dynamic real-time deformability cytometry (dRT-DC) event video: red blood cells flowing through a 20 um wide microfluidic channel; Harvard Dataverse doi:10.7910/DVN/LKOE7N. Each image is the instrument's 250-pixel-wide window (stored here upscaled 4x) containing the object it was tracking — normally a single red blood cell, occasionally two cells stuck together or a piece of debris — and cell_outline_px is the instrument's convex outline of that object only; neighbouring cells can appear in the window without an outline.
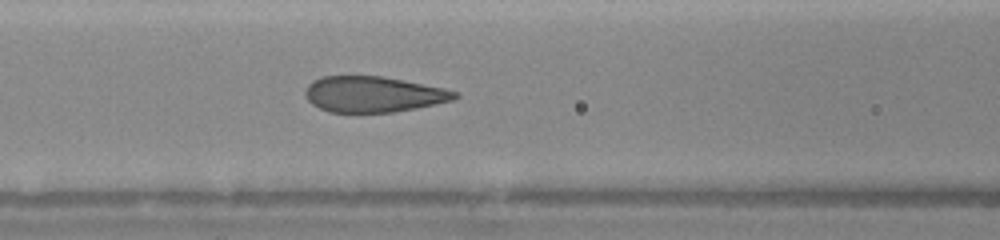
{"species": "human", "species_latin": "Homo sapiens", "temperature_condition": "warm", "stored_images_in_passage": 11, "camera_frame_rate_fps": 3000, "um_per_image_px": 0.085, "donor": {"sex": "female"}, "frame": {"image": 1, "passage_image": 11, "time_ms": 6.333, "image_size_px": [1000, 240], "cell_outline_px": [[460, 96], [452, 100], [416, 108], [396, 112], [328, 112], [312, 104], [308, 100], [304, 92], [308, 84], [312, 80], [324, 76], [380, 76], [404, 80], [444, 88], [456, 92]], "centroid_in_image_um": [31.71, 8.01], "position_along_channel_um": 134.9, "area_um2": 31.1}}